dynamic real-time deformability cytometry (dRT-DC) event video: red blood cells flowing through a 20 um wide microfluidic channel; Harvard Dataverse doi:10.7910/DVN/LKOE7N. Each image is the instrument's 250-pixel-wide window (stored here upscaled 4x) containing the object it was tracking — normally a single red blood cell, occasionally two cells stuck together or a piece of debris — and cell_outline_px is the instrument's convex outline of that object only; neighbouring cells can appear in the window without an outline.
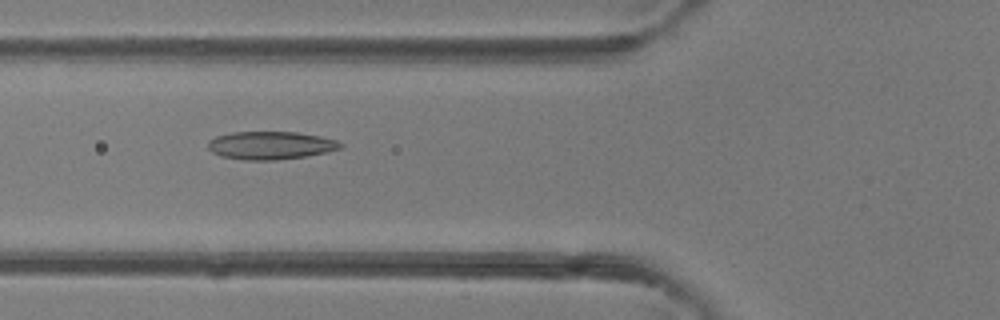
{"species": "common noctule bat (a hibernating species)", "species_latin": "Nyctalus noctula", "temperature_condition": "room temperature", "stored_images_in_passage": 5, "camera_frame_rate_fps": 3000, "um_per_image_px": 0.085, "animal": {"sex": "female"}, "frame": {"image": 1, "passage_image": 4, "time_ms": 4.333, "image_size_px": [1000, 320], "cell_outline_px": [[344, 148], [328, 152], [304, 156], [276, 160], [244, 160], [220, 156], [212, 152], [208, 148], [208, 140], [216, 136], [232, 132], [296, 132], [320, 136], [336, 140], [344, 144]], "centroid_in_image_um": [23.01, 12.36], "position_along_channel_um": 102.8, "area_um2": 21.73}}
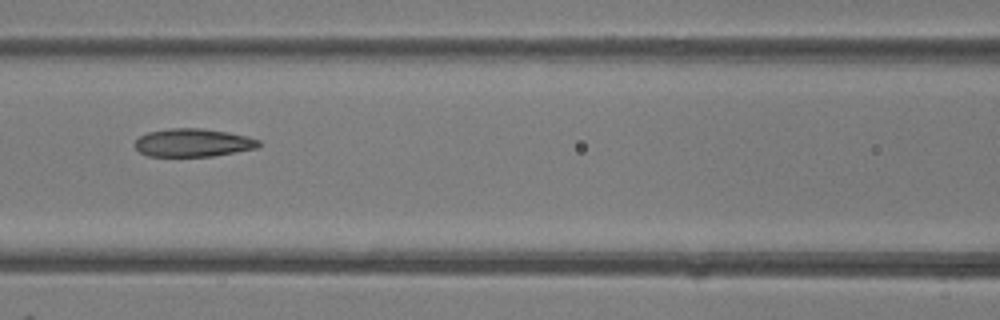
{"frame": {"image": 2, "passage_image": 5, "time_ms": 5.333, "image_size_px": [1000, 320], "cell_outline_px": [[260, 144], [256, 148], [236, 152], [212, 156], [148, 156], [140, 152], [136, 148], [136, 140], [140, 136], [148, 132], [168, 128], [204, 128], [228, 132], [248, 136], [260, 140]], "centroid_in_image_um": [16.42, 12.12], "position_along_channel_um": 150.2, "area_um2": 20.29}}